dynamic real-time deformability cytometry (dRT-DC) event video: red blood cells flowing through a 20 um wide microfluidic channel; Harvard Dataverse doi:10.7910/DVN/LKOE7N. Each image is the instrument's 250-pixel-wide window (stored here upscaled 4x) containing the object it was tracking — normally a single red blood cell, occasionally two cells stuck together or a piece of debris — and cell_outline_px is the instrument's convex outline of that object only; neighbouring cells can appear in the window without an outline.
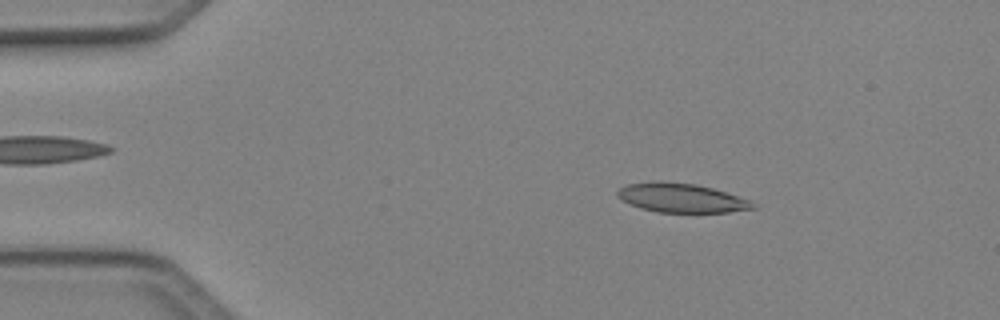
{"species": "Egyptian fruit bat (a non-hibernating species)", "species_latin": "Rousettus aegyptiacus", "temperature_condition": "cold", "stored_images_in_passage": 48, "camera_frame_rate_fps": 3000, "um_per_image_px": 0.085, "animal": {"sex": "female"}, "frame": {"image": 1, "passage_image": 7, "time_ms": 2.0, "image_size_px": [1000, 320], "cell_outline_px": [[756, 208], [728, 212], [656, 212], [640, 208], [616, 196], [616, 192], [620, 188], [628, 184], [660, 180], [696, 184], [712, 188], [752, 200], [756, 204]], "centroid_in_image_um": [57.94, 16.81], "position_along_channel_um": 27.1, "area_um2": 23.0}}
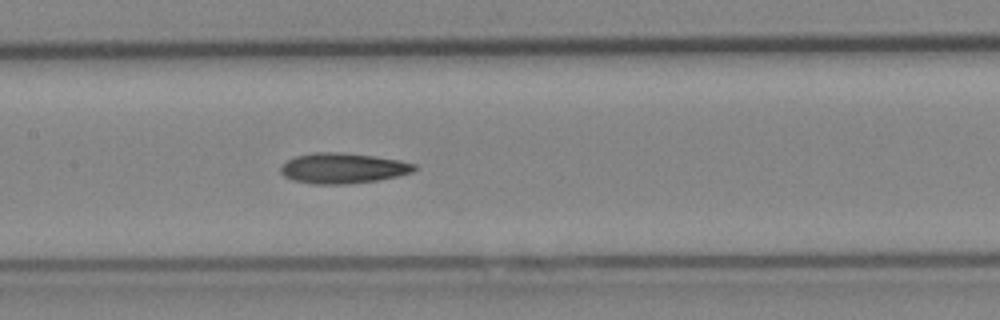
{"frame": {"image": 2, "passage_image": 23, "time_ms": 7.333, "image_size_px": [1000, 320], "cell_outline_px": [[416, 168], [412, 172], [380, 180], [344, 184], [312, 184], [292, 180], [284, 176], [280, 172], [280, 168], [288, 160], [296, 156], [312, 152], [340, 152], [372, 156], [400, 160], [416, 164]], "centroid_in_image_um": [29.13, 14.3], "position_along_channel_um": 178.3, "area_um2": 23.64}}
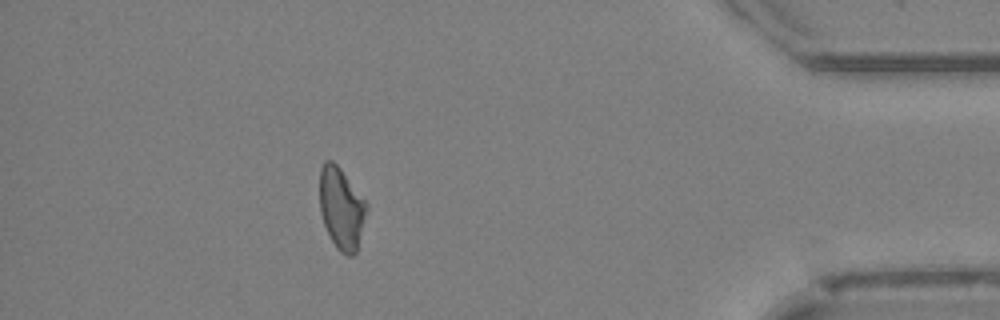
{"frame": {"image": 3, "passage_image": 43, "time_ms": 14.0, "image_size_px": [1000, 320], "cell_outline_px": [[368, 208], [356, 252], [352, 256], [348, 256], [340, 252], [336, 248], [324, 224], [320, 212], [320, 168], [324, 160], [332, 160], [340, 168], [368, 204]], "centroid_in_image_um": [29.02, 17.7], "position_along_channel_um": 406.2, "area_um2": 22.25}, "authors_computed_cell_mechanics": {"area_um2": 22.9466, "velocity_mm_per_s": 4.1143, "shape_relaxation_time_tau1_ms": null, "shape_relaxation_time_tau2_ms": 10.7741, "deformation_change_tau1": null, "deformation_change_tau2": 0.2082}}